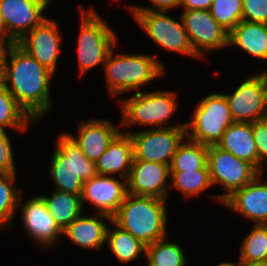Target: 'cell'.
<instances>
[{
  "label": "cell",
  "instance_id": "5b68a950",
  "mask_svg": "<svg viewBox=\"0 0 267 266\" xmlns=\"http://www.w3.org/2000/svg\"><path fill=\"white\" fill-rule=\"evenodd\" d=\"M176 93L173 91H154L134 93L129 98L120 99L122 119L120 126H154L155 128L186 127V123L168 125L171 116L178 108ZM164 124H167L166 126Z\"/></svg>",
  "mask_w": 267,
  "mask_h": 266
},
{
  "label": "cell",
  "instance_id": "6da1fadb",
  "mask_svg": "<svg viewBox=\"0 0 267 266\" xmlns=\"http://www.w3.org/2000/svg\"><path fill=\"white\" fill-rule=\"evenodd\" d=\"M52 76L54 73L51 70L41 65L17 43L10 46L0 71V79L7 90L35 122L52 108Z\"/></svg>",
  "mask_w": 267,
  "mask_h": 266
},
{
  "label": "cell",
  "instance_id": "d6986e66",
  "mask_svg": "<svg viewBox=\"0 0 267 266\" xmlns=\"http://www.w3.org/2000/svg\"><path fill=\"white\" fill-rule=\"evenodd\" d=\"M120 132L108 119H91L80 122L77 137L67 134L90 161L96 162Z\"/></svg>",
  "mask_w": 267,
  "mask_h": 266
},
{
  "label": "cell",
  "instance_id": "60d3db41",
  "mask_svg": "<svg viewBox=\"0 0 267 266\" xmlns=\"http://www.w3.org/2000/svg\"><path fill=\"white\" fill-rule=\"evenodd\" d=\"M147 260V266H154V263H151L148 259Z\"/></svg>",
  "mask_w": 267,
  "mask_h": 266
},
{
  "label": "cell",
  "instance_id": "1f68e13d",
  "mask_svg": "<svg viewBox=\"0 0 267 266\" xmlns=\"http://www.w3.org/2000/svg\"><path fill=\"white\" fill-rule=\"evenodd\" d=\"M243 0H213L210 13L228 33L242 20Z\"/></svg>",
  "mask_w": 267,
  "mask_h": 266
},
{
  "label": "cell",
  "instance_id": "7a4b0ae2",
  "mask_svg": "<svg viewBox=\"0 0 267 266\" xmlns=\"http://www.w3.org/2000/svg\"><path fill=\"white\" fill-rule=\"evenodd\" d=\"M166 201L127 194L112 221L147 246L168 236Z\"/></svg>",
  "mask_w": 267,
  "mask_h": 266
},
{
  "label": "cell",
  "instance_id": "ac0fdd59",
  "mask_svg": "<svg viewBox=\"0 0 267 266\" xmlns=\"http://www.w3.org/2000/svg\"><path fill=\"white\" fill-rule=\"evenodd\" d=\"M259 173L250 183L235 191L223 205L255 224L267 225V183Z\"/></svg>",
  "mask_w": 267,
  "mask_h": 266
},
{
  "label": "cell",
  "instance_id": "83f0119b",
  "mask_svg": "<svg viewBox=\"0 0 267 266\" xmlns=\"http://www.w3.org/2000/svg\"><path fill=\"white\" fill-rule=\"evenodd\" d=\"M170 185L184 197H195L212 185L208 165L194 171H170Z\"/></svg>",
  "mask_w": 267,
  "mask_h": 266
},
{
  "label": "cell",
  "instance_id": "ffe728a7",
  "mask_svg": "<svg viewBox=\"0 0 267 266\" xmlns=\"http://www.w3.org/2000/svg\"><path fill=\"white\" fill-rule=\"evenodd\" d=\"M95 216H84L81 214L73 220L64 230L63 236L83 249L102 250L106 243V232L112 217L103 213L95 212ZM105 220V221H104Z\"/></svg>",
  "mask_w": 267,
  "mask_h": 266
},
{
  "label": "cell",
  "instance_id": "2e32d148",
  "mask_svg": "<svg viewBox=\"0 0 267 266\" xmlns=\"http://www.w3.org/2000/svg\"><path fill=\"white\" fill-rule=\"evenodd\" d=\"M18 201V209L21 207V221L23 228L26 229L27 235L35 240L43 248H50L57 244L62 237L63 230L58 226L43 199L40 196H34L22 204ZM22 204V205H20Z\"/></svg>",
  "mask_w": 267,
  "mask_h": 266
},
{
  "label": "cell",
  "instance_id": "603a6c76",
  "mask_svg": "<svg viewBox=\"0 0 267 266\" xmlns=\"http://www.w3.org/2000/svg\"><path fill=\"white\" fill-rule=\"evenodd\" d=\"M228 45L267 61V24L241 20L228 35Z\"/></svg>",
  "mask_w": 267,
  "mask_h": 266
},
{
  "label": "cell",
  "instance_id": "484cf974",
  "mask_svg": "<svg viewBox=\"0 0 267 266\" xmlns=\"http://www.w3.org/2000/svg\"><path fill=\"white\" fill-rule=\"evenodd\" d=\"M30 123H36L17 103L0 79V128H14L24 132Z\"/></svg>",
  "mask_w": 267,
  "mask_h": 266
},
{
  "label": "cell",
  "instance_id": "836d02e7",
  "mask_svg": "<svg viewBox=\"0 0 267 266\" xmlns=\"http://www.w3.org/2000/svg\"><path fill=\"white\" fill-rule=\"evenodd\" d=\"M242 20L267 24V0H243Z\"/></svg>",
  "mask_w": 267,
  "mask_h": 266
},
{
  "label": "cell",
  "instance_id": "7c38bea8",
  "mask_svg": "<svg viewBox=\"0 0 267 266\" xmlns=\"http://www.w3.org/2000/svg\"><path fill=\"white\" fill-rule=\"evenodd\" d=\"M194 53L206 59L205 53L228 45L229 33L211 16L210 10H183L180 15Z\"/></svg>",
  "mask_w": 267,
  "mask_h": 266
},
{
  "label": "cell",
  "instance_id": "d590c367",
  "mask_svg": "<svg viewBox=\"0 0 267 266\" xmlns=\"http://www.w3.org/2000/svg\"><path fill=\"white\" fill-rule=\"evenodd\" d=\"M152 3L153 9L148 6H129L130 12H147V11H170L180 6L181 0H148ZM155 8V9H154Z\"/></svg>",
  "mask_w": 267,
  "mask_h": 266
},
{
  "label": "cell",
  "instance_id": "cb8c5ba5",
  "mask_svg": "<svg viewBox=\"0 0 267 266\" xmlns=\"http://www.w3.org/2000/svg\"><path fill=\"white\" fill-rule=\"evenodd\" d=\"M40 197L62 230L83 212L84 207L80 195L54 190L50 196L40 195Z\"/></svg>",
  "mask_w": 267,
  "mask_h": 266
},
{
  "label": "cell",
  "instance_id": "f546056e",
  "mask_svg": "<svg viewBox=\"0 0 267 266\" xmlns=\"http://www.w3.org/2000/svg\"><path fill=\"white\" fill-rule=\"evenodd\" d=\"M183 250L180 244L168 242L167 236L147 245L145 258L154 266H185L187 260Z\"/></svg>",
  "mask_w": 267,
  "mask_h": 266
},
{
  "label": "cell",
  "instance_id": "52a82bcc",
  "mask_svg": "<svg viewBox=\"0 0 267 266\" xmlns=\"http://www.w3.org/2000/svg\"><path fill=\"white\" fill-rule=\"evenodd\" d=\"M233 123L225 94L211 93L196 105L192 119L186 122V135L205 146L217 145Z\"/></svg>",
  "mask_w": 267,
  "mask_h": 266
},
{
  "label": "cell",
  "instance_id": "4dcf8cb0",
  "mask_svg": "<svg viewBox=\"0 0 267 266\" xmlns=\"http://www.w3.org/2000/svg\"><path fill=\"white\" fill-rule=\"evenodd\" d=\"M15 178L16 174H0V227L4 229L12 225L22 195V189L13 186Z\"/></svg>",
  "mask_w": 267,
  "mask_h": 266
},
{
  "label": "cell",
  "instance_id": "4fadbf2b",
  "mask_svg": "<svg viewBox=\"0 0 267 266\" xmlns=\"http://www.w3.org/2000/svg\"><path fill=\"white\" fill-rule=\"evenodd\" d=\"M51 0H0L3 33L14 43L41 24Z\"/></svg>",
  "mask_w": 267,
  "mask_h": 266
},
{
  "label": "cell",
  "instance_id": "f35d334b",
  "mask_svg": "<svg viewBox=\"0 0 267 266\" xmlns=\"http://www.w3.org/2000/svg\"><path fill=\"white\" fill-rule=\"evenodd\" d=\"M217 266H241L240 262L238 261L237 263H232V262H222L219 263Z\"/></svg>",
  "mask_w": 267,
  "mask_h": 266
},
{
  "label": "cell",
  "instance_id": "d6a6232c",
  "mask_svg": "<svg viewBox=\"0 0 267 266\" xmlns=\"http://www.w3.org/2000/svg\"><path fill=\"white\" fill-rule=\"evenodd\" d=\"M10 136L0 128V174H16Z\"/></svg>",
  "mask_w": 267,
  "mask_h": 266
},
{
  "label": "cell",
  "instance_id": "7402d4cb",
  "mask_svg": "<svg viewBox=\"0 0 267 266\" xmlns=\"http://www.w3.org/2000/svg\"><path fill=\"white\" fill-rule=\"evenodd\" d=\"M239 159L248 161L258 170V152L253 138V123L234 122L217 144Z\"/></svg>",
  "mask_w": 267,
  "mask_h": 266
},
{
  "label": "cell",
  "instance_id": "74e56055",
  "mask_svg": "<svg viewBox=\"0 0 267 266\" xmlns=\"http://www.w3.org/2000/svg\"><path fill=\"white\" fill-rule=\"evenodd\" d=\"M14 42L3 32H0V67L6 58L10 46Z\"/></svg>",
  "mask_w": 267,
  "mask_h": 266
},
{
  "label": "cell",
  "instance_id": "ba28073f",
  "mask_svg": "<svg viewBox=\"0 0 267 266\" xmlns=\"http://www.w3.org/2000/svg\"><path fill=\"white\" fill-rule=\"evenodd\" d=\"M207 165L212 185L221 184L222 190H226L225 193L215 196L221 204L260 173L248 161L237 158L217 145L208 146Z\"/></svg>",
  "mask_w": 267,
  "mask_h": 266
},
{
  "label": "cell",
  "instance_id": "4316f807",
  "mask_svg": "<svg viewBox=\"0 0 267 266\" xmlns=\"http://www.w3.org/2000/svg\"><path fill=\"white\" fill-rule=\"evenodd\" d=\"M186 140V141H185ZM208 146L186 137L178 146L170 162V171H194L207 164Z\"/></svg>",
  "mask_w": 267,
  "mask_h": 266
},
{
  "label": "cell",
  "instance_id": "e575fe53",
  "mask_svg": "<svg viewBox=\"0 0 267 266\" xmlns=\"http://www.w3.org/2000/svg\"><path fill=\"white\" fill-rule=\"evenodd\" d=\"M253 138L258 152V171L263 173L264 161H267V118L253 123Z\"/></svg>",
  "mask_w": 267,
  "mask_h": 266
},
{
  "label": "cell",
  "instance_id": "9c48e42d",
  "mask_svg": "<svg viewBox=\"0 0 267 266\" xmlns=\"http://www.w3.org/2000/svg\"><path fill=\"white\" fill-rule=\"evenodd\" d=\"M166 11L131 12L138 25L150 39L163 49L179 54L196 57L189 36L180 21L167 15Z\"/></svg>",
  "mask_w": 267,
  "mask_h": 266
},
{
  "label": "cell",
  "instance_id": "ab89813d",
  "mask_svg": "<svg viewBox=\"0 0 267 266\" xmlns=\"http://www.w3.org/2000/svg\"><path fill=\"white\" fill-rule=\"evenodd\" d=\"M241 266H267V264H241Z\"/></svg>",
  "mask_w": 267,
  "mask_h": 266
},
{
  "label": "cell",
  "instance_id": "44dd1931",
  "mask_svg": "<svg viewBox=\"0 0 267 266\" xmlns=\"http://www.w3.org/2000/svg\"><path fill=\"white\" fill-rule=\"evenodd\" d=\"M133 159L132 139L129 134L121 131L95 162L97 174L113 176L118 173L119 178L127 179Z\"/></svg>",
  "mask_w": 267,
  "mask_h": 266
},
{
  "label": "cell",
  "instance_id": "277c9868",
  "mask_svg": "<svg viewBox=\"0 0 267 266\" xmlns=\"http://www.w3.org/2000/svg\"><path fill=\"white\" fill-rule=\"evenodd\" d=\"M52 154L49 175L55 190L81 196L84 181L97 175L95 162L86 157L67 133L59 135Z\"/></svg>",
  "mask_w": 267,
  "mask_h": 266
},
{
  "label": "cell",
  "instance_id": "f1b7e54d",
  "mask_svg": "<svg viewBox=\"0 0 267 266\" xmlns=\"http://www.w3.org/2000/svg\"><path fill=\"white\" fill-rule=\"evenodd\" d=\"M240 264H267V225L255 224L240 248Z\"/></svg>",
  "mask_w": 267,
  "mask_h": 266
},
{
  "label": "cell",
  "instance_id": "30bf717a",
  "mask_svg": "<svg viewBox=\"0 0 267 266\" xmlns=\"http://www.w3.org/2000/svg\"><path fill=\"white\" fill-rule=\"evenodd\" d=\"M234 122L254 123L267 118V70L246 77L232 94H225Z\"/></svg>",
  "mask_w": 267,
  "mask_h": 266
},
{
  "label": "cell",
  "instance_id": "9a60e30c",
  "mask_svg": "<svg viewBox=\"0 0 267 266\" xmlns=\"http://www.w3.org/2000/svg\"><path fill=\"white\" fill-rule=\"evenodd\" d=\"M127 190V179L97 174L84 181L81 202L89 201L96 207L97 213H103L113 217L123 203Z\"/></svg>",
  "mask_w": 267,
  "mask_h": 266
},
{
  "label": "cell",
  "instance_id": "5bb4252c",
  "mask_svg": "<svg viewBox=\"0 0 267 266\" xmlns=\"http://www.w3.org/2000/svg\"><path fill=\"white\" fill-rule=\"evenodd\" d=\"M58 24L60 23L57 20L46 18L16 42L53 73L56 72L62 41Z\"/></svg>",
  "mask_w": 267,
  "mask_h": 266
},
{
  "label": "cell",
  "instance_id": "8fae6325",
  "mask_svg": "<svg viewBox=\"0 0 267 266\" xmlns=\"http://www.w3.org/2000/svg\"><path fill=\"white\" fill-rule=\"evenodd\" d=\"M133 142V160L170 165L178 146L186 139V127L149 128L129 132Z\"/></svg>",
  "mask_w": 267,
  "mask_h": 266
},
{
  "label": "cell",
  "instance_id": "b9f144b4",
  "mask_svg": "<svg viewBox=\"0 0 267 266\" xmlns=\"http://www.w3.org/2000/svg\"><path fill=\"white\" fill-rule=\"evenodd\" d=\"M0 32H3V27H2L1 19H0Z\"/></svg>",
  "mask_w": 267,
  "mask_h": 266
},
{
  "label": "cell",
  "instance_id": "8d00e7d4",
  "mask_svg": "<svg viewBox=\"0 0 267 266\" xmlns=\"http://www.w3.org/2000/svg\"><path fill=\"white\" fill-rule=\"evenodd\" d=\"M213 0H181L184 10H210Z\"/></svg>",
  "mask_w": 267,
  "mask_h": 266
},
{
  "label": "cell",
  "instance_id": "3957f363",
  "mask_svg": "<svg viewBox=\"0 0 267 266\" xmlns=\"http://www.w3.org/2000/svg\"><path fill=\"white\" fill-rule=\"evenodd\" d=\"M115 45L104 64L105 77L110 96L140 90V87L165 75L164 64L154 55L114 54ZM139 89V90H138Z\"/></svg>",
  "mask_w": 267,
  "mask_h": 266
},
{
  "label": "cell",
  "instance_id": "d4e9b609",
  "mask_svg": "<svg viewBox=\"0 0 267 266\" xmlns=\"http://www.w3.org/2000/svg\"><path fill=\"white\" fill-rule=\"evenodd\" d=\"M111 225H114L113 227L115 228L111 230L108 226L106 242L112 253L120 262L128 264L139 258L141 253L143 256L145 255L146 245L129 232L122 230L113 221Z\"/></svg>",
  "mask_w": 267,
  "mask_h": 266
},
{
  "label": "cell",
  "instance_id": "e0dca14e",
  "mask_svg": "<svg viewBox=\"0 0 267 266\" xmlns=\"http://www.w3.org/2000/svg\"><path fill=\"white\" fill-rule=\"evenodd\" d=\"M170 177L169 165L133 160L127 178L128 194L167 200Z\"/></svg>",
  "mask_w": 267,
  "mask_h": 266
},
{
  "label": "cell",
  "instance_id": "8992f818",
  "mask_svg": "<svg viewBox=\"0 0 267 266\" xmlns=\"http://www.w3.org/2000/svg\"><path fill=\"white\" fill-rule=\"evenodd\" d=\"M81 24L78 37V67L82 77L86 71L105 64L107 56L117 44V35L92 8L80 6Z\"/></svg>",
  "mask_w": 267,
  "mask_h": 266
}]
</instances>
